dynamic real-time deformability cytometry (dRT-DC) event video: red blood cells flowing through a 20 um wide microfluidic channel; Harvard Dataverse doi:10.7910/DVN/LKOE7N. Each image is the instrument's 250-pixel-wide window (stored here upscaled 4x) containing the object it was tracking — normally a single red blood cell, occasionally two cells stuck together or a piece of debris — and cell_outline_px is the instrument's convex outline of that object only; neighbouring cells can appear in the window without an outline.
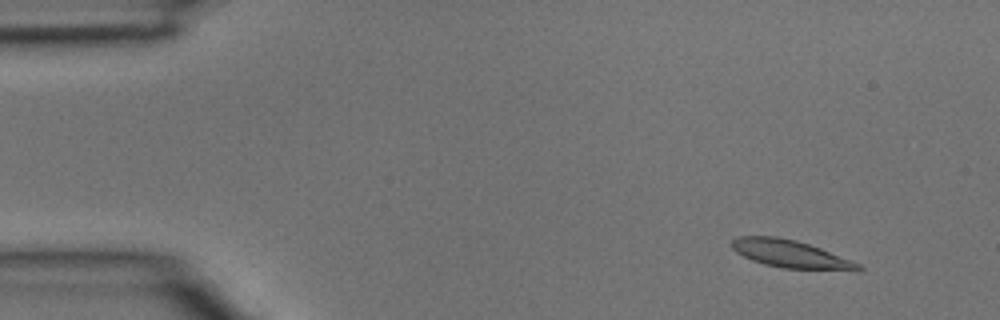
{"species": "common noctule bat (a hibernating species)", "species_latin": "Nyctalus noctula", "temperature_condition": "room temperature", "stored_images_in_passage": 3, "camera_frame_rate_fps": 3000, "um_per_image_px": 0.085, "animal": {"sex": "male", "body_mass_g": 15.6}, "frame": {"image": 1, "passage_image": 1, "time_ms": 0.0, "image_size_px": [1000, 320], "cell_outline_px": [[864, 268], [856, 272], [784, 268], [764, 264], [752, 260], [736, 252], [732, 248], [732, 240], [736, 236], [776, 236], [796, 240], [820, 248], [860, 264]], "centroid_in_image_um": [67.24, 21.61], "position_along_channel_um": 17.8, "area_um2": 20.58}}
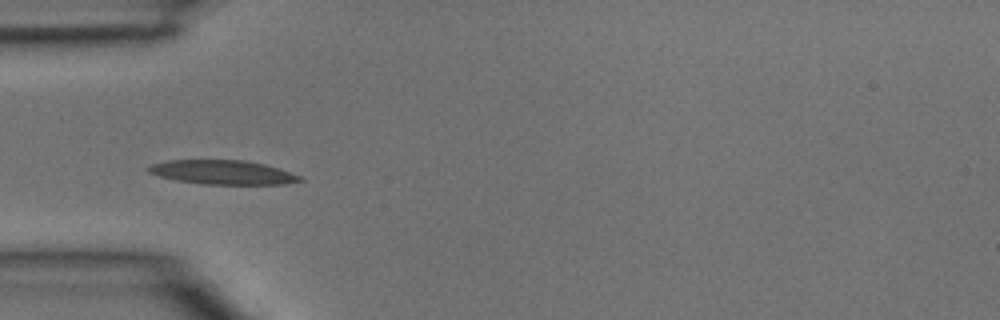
{"frame": {"image": 2, "passage_image": 3, "time_ms": 0.667, "image_size_px": [1000, 320], "cell_outline_px": [[304, 180], [284, 184], [200, 184], [176, 180], [160, 176], [148, 172], [144, 168], [148, 164], [168, 160], [244, 160], [264, 164], [300, 176]], "centroid_in_image_um": [18.83, 14.64], "position_along_channel_um": 66.2, "area_um2": 21.27}}